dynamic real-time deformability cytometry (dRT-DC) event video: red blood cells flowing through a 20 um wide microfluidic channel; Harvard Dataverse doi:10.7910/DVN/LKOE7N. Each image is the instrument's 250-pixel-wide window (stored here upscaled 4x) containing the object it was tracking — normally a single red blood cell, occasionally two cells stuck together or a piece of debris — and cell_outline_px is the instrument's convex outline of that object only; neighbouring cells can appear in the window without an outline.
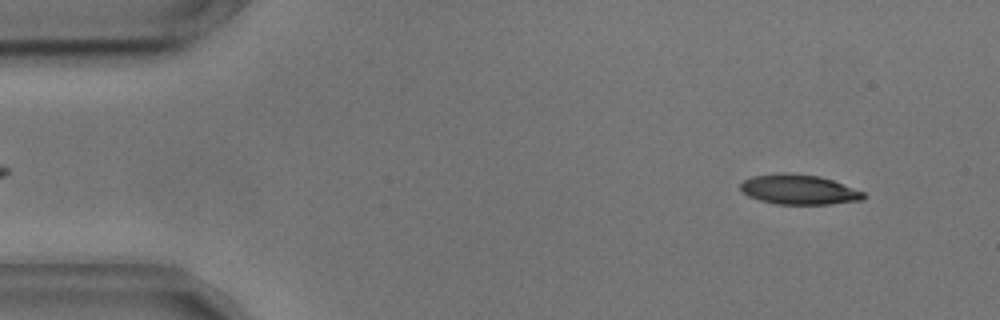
{"species": "common noctule bat (a hibernating species)", "species_latin": "Nyctalus noctula", "temperature_condition": "cold", "stored_images_in_passage": 51, "camera_frame_rate_fps": 3000, "um_per_image_px": 0.085, "animal": {"sex": "male", "body_mass_g": 17.9, "forearm_length_mm": 54.2}, "frame": {"image": 1, "passage_image": 4, "time_ms": 1.0, "image_size_px": [1000, 320], "cell_outline_px": [[868, 196], [860, 200], [832, 204], [776, 204], [760, 200], [748, 196], [740, 188], [740, 184], [744, 180], [752, 176], [784, 172], [820, 176], [832, 180], [864, 192]], "centroid_in_image_um": [67.91, 16.11], "position_along_channel_um": 17.1, "area_um2": 21.39}}
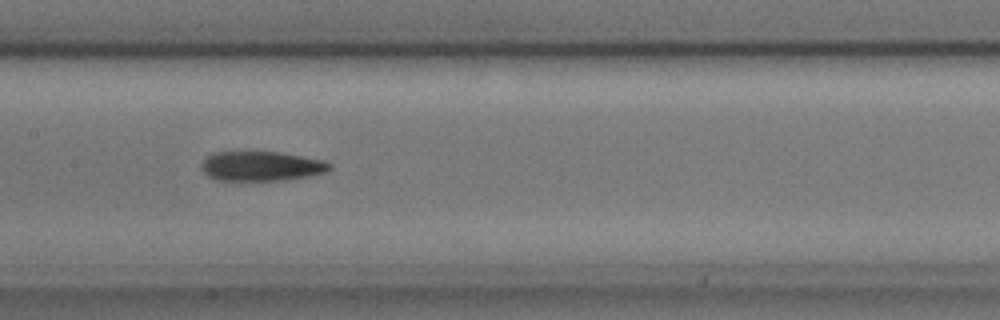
{"frame": {"image": 2, "passage_image": 25, "time_ms": 8.0, "image_size_px": [1000, 320], "cell_outline_px": [[332, 168], [324, 172], [308, 176], [280, 180], [216, 180], [208, 176], [200, 168], [200, 164], [212, 152], [280, 152], [324, 160], [332, 164]], "centroid_in_image_um": [22.19, 14.11], "position_along_channel_um": 185.2, "area_um2": 22.08}}
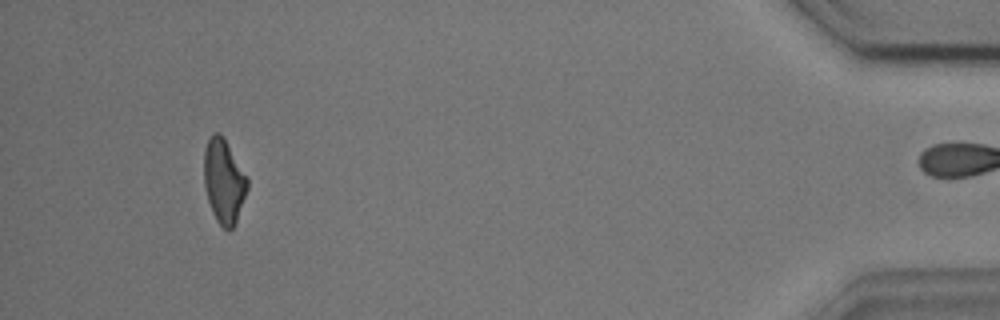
{"frame": {"image": 3, "passage_image": 50, "time_ms": 16.333, "image_size_px": [1000, 320], "cell_outline_px": [[248, 188], [236, 224], [228, 232], [216, 220], [212, 212], [208, 200], [204, 184], [204, 148], [212, 132], [220, 132], [248, 180]], "centroid_in_image_um": [19.01, 15.43], "position_along_channel_um": 416.2, "area_um2": 21.1}, "authors_computed_cell_mechanics": {"area_um2": 22.1952, "velocity_mm_per_s": 3.6309, "shape_relaxation_time_tau1_ms": 7.5256, "shape_relaxation_time_tau2_ms": 5.335, "deformation_change_tau1": 0.1894, "deformation_change_tau2": 0.1443}}